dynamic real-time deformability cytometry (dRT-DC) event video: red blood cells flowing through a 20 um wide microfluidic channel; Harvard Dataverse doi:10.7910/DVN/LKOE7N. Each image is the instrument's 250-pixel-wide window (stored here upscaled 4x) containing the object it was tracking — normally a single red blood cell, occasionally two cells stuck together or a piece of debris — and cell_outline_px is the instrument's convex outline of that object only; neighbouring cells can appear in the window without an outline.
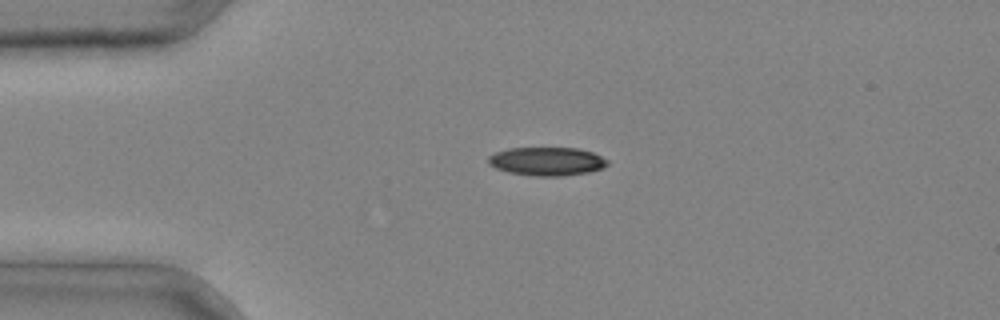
{"species": "common noctule bat (a hibernating species)", "species_latin": "Nyctalus noctula", "temperature_condition": "cold", "stored_images_in_passage": 2, "camera_frame_rate_fps": 3000, "um_per_image_px": 0.085, "animal": {"sex": "male", "body_mass_g": 20.4}, "frame": {"image": 1, "passage_image": 1, "time_ms": 0.0, "image_size_px": [1000, 320], "cell_outline_px": [[608, 164], [604, 168], [588, 172], [564, 176], [532, 176], [508, 172], [496, 168], [488, 164], [488, 156], [496, 152], [508, 148], [580, 148], [592, 152], [608, 160]], "centroid_in_image_um": [46.48, 13.72], "position_along_channel_um": 38.5, "area_um2": 19.88}}
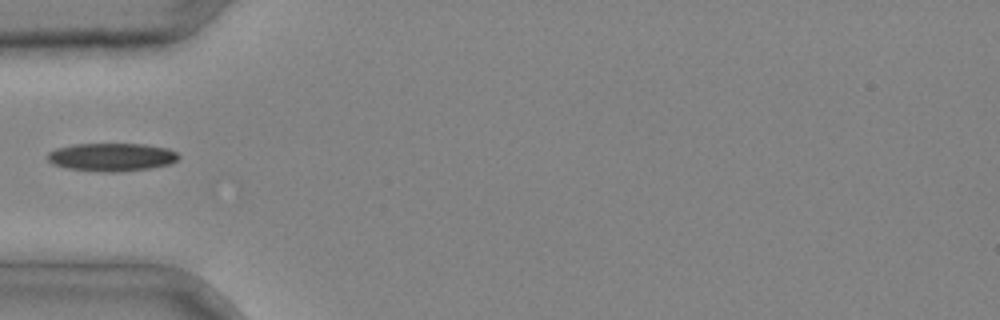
{"frame": {"image": 2, "passage_image": 2, "time_ms": 0.333, "image_size_px": [1000, 320], "cell_outline_px": [[180, 156], [176, 160], [168, 164], [152, 168], [120, 172], [100, 172], [68, 168], [52, 164], [48, 160], [48, 152], [56, 148], [72, 144], [144, 144], [168, 148], [176, 152]], "centroid_in_image_um": [9.48, 13.35], "position_along_channel_um": 75.5, "area_um2": 21.56}}